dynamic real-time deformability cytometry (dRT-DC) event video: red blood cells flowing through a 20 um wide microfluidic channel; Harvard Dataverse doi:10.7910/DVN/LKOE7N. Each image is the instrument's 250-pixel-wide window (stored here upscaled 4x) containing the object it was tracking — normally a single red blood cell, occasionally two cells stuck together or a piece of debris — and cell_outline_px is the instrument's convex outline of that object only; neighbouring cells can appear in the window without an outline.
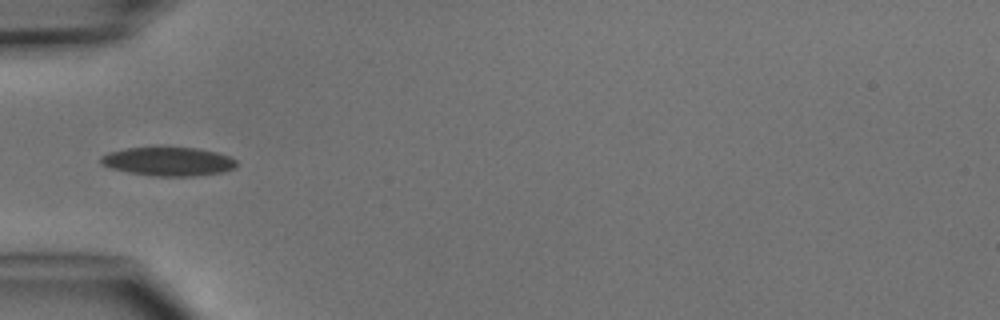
{"species": "common noctule bat (a hibernating species)", "species_latin": "Nyctalus noctula", "temperature_condition": "cold", "stored_images_in_passage": 3, "camera_frame_rate_fps": 3000, "um_per_image_px": 0.085, "animal": {"sex": "male", "body_mass_g": 15.6}, "frame": {"image": 1, "passage_image": 3, "time_ms": 2.333, "image_size_px": [1000, 320], "cell_outline_px": [[236, 168], [224, 172], [196, 176], [152, 176], [128, 172], [112, 168], [100, 164], [100, 156], [108, 152], [124, 148], [196, 148], [216, 152], [228, 156], [236, 160]], "centroid_in_image_um": [14.3, 13.74], "position_along_channel_um": 70.7, "area_um2": 22.72}}